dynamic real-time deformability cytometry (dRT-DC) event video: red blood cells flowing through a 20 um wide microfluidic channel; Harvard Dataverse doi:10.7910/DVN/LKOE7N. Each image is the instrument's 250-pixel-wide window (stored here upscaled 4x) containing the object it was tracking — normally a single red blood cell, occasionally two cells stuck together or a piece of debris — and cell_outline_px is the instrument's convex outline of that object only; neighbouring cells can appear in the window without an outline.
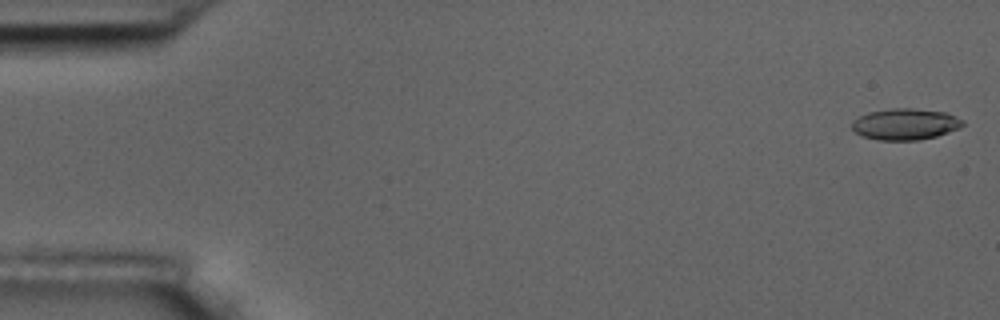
{"species": "common noctule bat (a hibernating species)", "species_latin": "Nyctalus noctula", "temperature_condition": "room temperature", "stored_images_in_passage": 15, "camera_frame_rate_fps": 3000, "um_per_image_px": 0.085, "animal": {"sex": "male", "body_mass_g": 17.5, "forearm_length_mm": 52.3}, "frame": {"image": 1, "passage_image": 1, "time_ms": 0.0, "image_size_px": [1000, 320], "cell_outline_px": [[964, 124], [960, 128], [936, 136], [916, 140], [876, 140], [860, 136], [852, 128], [852, 120], [868, 112], [888, 108], [912, 108], [948, 112], [964, 120]], "centroid_in_image_um": [76.94, 10.54], "position_along_channel_um": 8.1, "area_um2": 20.46}}
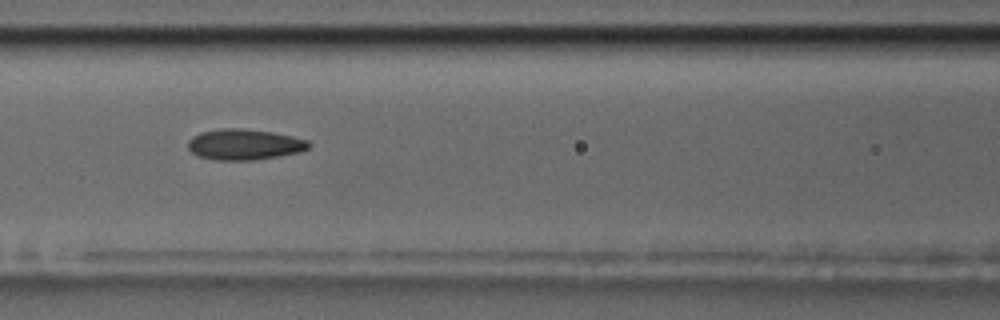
{"frame": {"image": 2, "passage_image": 7, "time_ms": 7.667, "image_size_px": [1000, 320], "cell_outline_px": [[312, 144], [308, 148], [300, 152], [280, 156], [252, 160], [216, 160], [196, 156], [188, 148], [188, 140], [192, 136], [200, 132], [220, 128], [240, 128], [272, 132], [292, 136], [308, 140]], "centroid_in_image_um": [20.76, 12.28], "position_along_channel_um": 145.8, "area_um2": 21.85}}
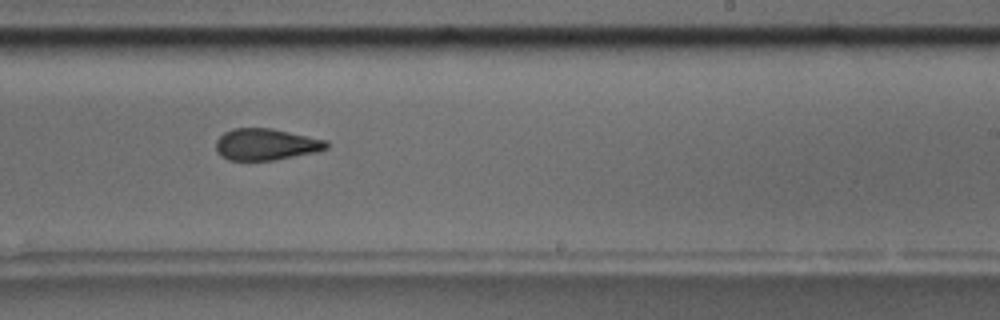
{"frame": {"image": 3, "passage_image": 10, "time_ms": 11.0, "image_size_px": [1000, 320], "cell_outline_px": [[328, 148], [316, 152], [276, 160], [228, 160], [220, 156], [216, 152], [216, 140], [224, 132], [232, 128], [272, 128], [328, 140]], "centroid_in_image_um": [22.6, 12.27], "position_along_channel_um": 266.4, "area_um2": 20.58}, "authors_computed_cell_mechanics": {"area_um2": 20.9814, "velocity_mm_per_s": 3.6338, "shape_relaxation_time_tau1_ms": 8.8065, "shape_relaxation_time_tau2_ms": 1.9325, "deformation_change_tau1": 0.1744, "deformation_change_tau2": 0.0745}}